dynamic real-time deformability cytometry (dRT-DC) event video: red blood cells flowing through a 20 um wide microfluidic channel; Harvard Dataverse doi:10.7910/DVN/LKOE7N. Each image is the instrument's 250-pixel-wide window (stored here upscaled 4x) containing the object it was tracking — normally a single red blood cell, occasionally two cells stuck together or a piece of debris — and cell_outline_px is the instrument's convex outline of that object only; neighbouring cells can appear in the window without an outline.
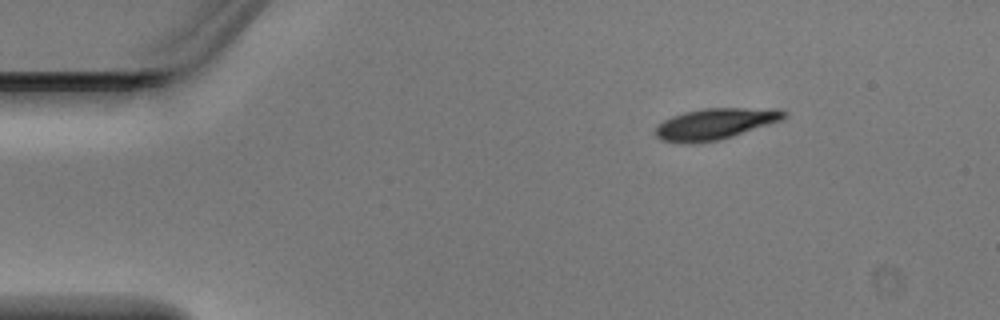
{"species": "Egyptian fruit bat (a non-hibernating species)", "species_latin": "Rousettus aegyptiacus", "temperature_condition": "warm", "stored_images_in_passage": 3, "camera_frame_rate_fps": 3000, "um_per_image_px": 0.085, "animal": {"sex": "male"}, "frame": {"image": 1, "passage_image": 1, "time_ms": 0.0, "image_size_px": [1000, 320], "cell_outline_px": [[788, 116], [784, 120], [732, 136], [716, 140], [692, 144], [684, 144], [660, 140], [656, 136], [656, 128], [664, 120], [672, 116], [684, 112], [704, 108], [780, 108], [788, 112]], "centroid_in_image_um": [60.85, 10.52], "position_along_channel_um": 24.1, "area_um2": 23.58}}
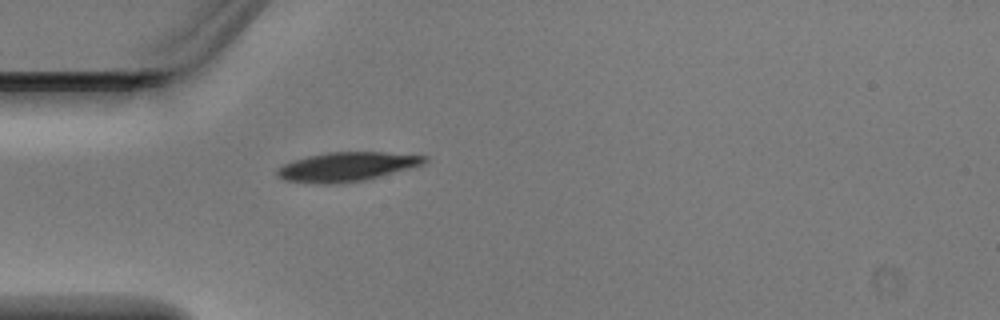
{"frame": {"image": 2, "passage_image": 3, "time_ms": 0.667, "image_size_px": [1000, 320], "cell_outline_px": [[428, 160], [424, 164], [364, 180], [332, 184], [324, 184], [284, 180], [276, 176], [276, 172], [284, 164], [292, 160], [308, 156], [328, 152], [384, 152], [428, 156]], "centroid_in_image_um": [29.47, 14.16], "position_along_channel_um": 55.5, "area_um2": 24.8}}